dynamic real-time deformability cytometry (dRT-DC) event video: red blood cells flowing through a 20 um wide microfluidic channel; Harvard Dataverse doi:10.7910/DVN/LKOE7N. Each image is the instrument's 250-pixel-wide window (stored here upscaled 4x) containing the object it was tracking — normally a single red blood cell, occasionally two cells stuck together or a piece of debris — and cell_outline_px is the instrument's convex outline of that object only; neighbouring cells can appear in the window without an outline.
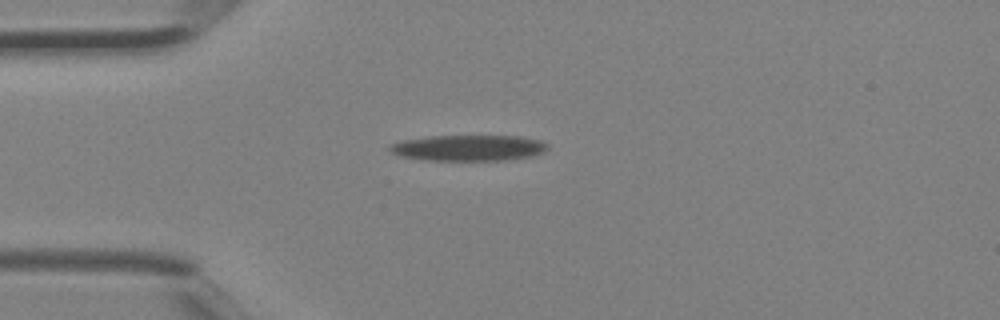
{"species": "Egyptian fruit bat (a non-hibernating species)", "species_latin": "Rousettus aegyptiacus", "temperature_condition": "room temperature", "stored_images_in_passage": 2, "camera_frame_rate_fps": 3000, "um_per_image_px": 0.085, "animal": {"sex": "female"}, "frame": {"image": 1, "passage_image": 1, "time_ms": 0.0, "image_size_px": [1000, 320], "cell_outline_px": [[548, 148], [544, 152], [532, 156], [508, 160], [424, 160], [400, 156], [392, 152], [388, 148], [388, 144], [404, 140], [432, 136], [520, 136], [540, 140], [548, 144]], "centroid_in_image_um": [39.84, 12.57], "position_along_channel_um": 45.2, "area_um2": 23.87}}